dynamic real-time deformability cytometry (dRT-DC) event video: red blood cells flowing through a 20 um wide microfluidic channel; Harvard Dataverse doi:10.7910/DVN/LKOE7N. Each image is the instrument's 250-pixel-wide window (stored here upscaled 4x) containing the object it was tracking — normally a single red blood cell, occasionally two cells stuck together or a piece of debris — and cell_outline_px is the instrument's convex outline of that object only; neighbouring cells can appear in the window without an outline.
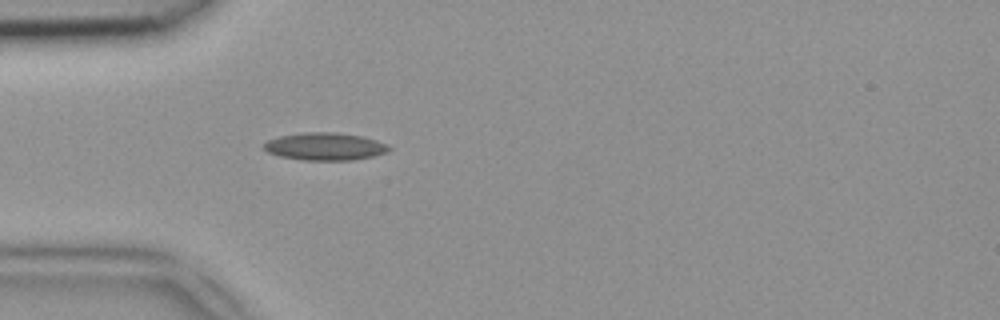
{"species": "common noctule bat (a hibernating species)", "species_latin": "Nyctalus noctula", "temperature_condition": "room temperature", "stored_images_in_passage": 35, "camera_frame_rate_fps": 3000, "um_per_image_px": 0.085, "animal": {"sex": "female", "body_mass_g": 18.4}, "frame": {"image": 1, "passage_image": 1, "time_ms": 0.0, "image_size_px": [1000, 320], "cell_outline_px": [[392, 148], [384, 152], [372, 156], [352, 160], [300, 160], [280, 156], [268, 152], [264, 148], [264, 144], [268, 140], [280, 136], [304, 132], [336, 132], [364, 136], [388, 144]], "centroid_in_image_um": [27.63, 12.44], "position_along_channel_um": 57.4, "area_um2": 20.06}}
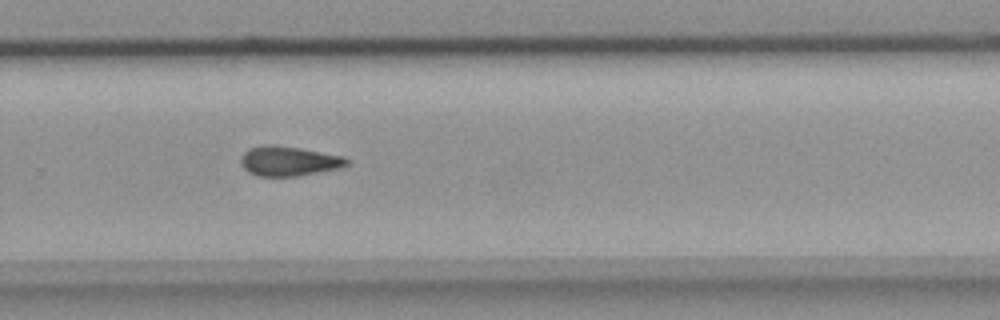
{"frame": {"image": 2, "passage_image": 19, "time_ms": 6.0, "image_size_px": [1000, 320], "cell_outline_px": [[348, 164], [340, 168], [296, 176], [256, 176], [248, 172], [244, 168], [240, 160], [240, 156], [244, 152], [252, 148], [268, 144], [300, 148], [344, 156], [348, 160]], "centroid_in_image_um": [24.54, 13.7], "position_along_channel_um": 305.3, "area_um2": 18.21}}
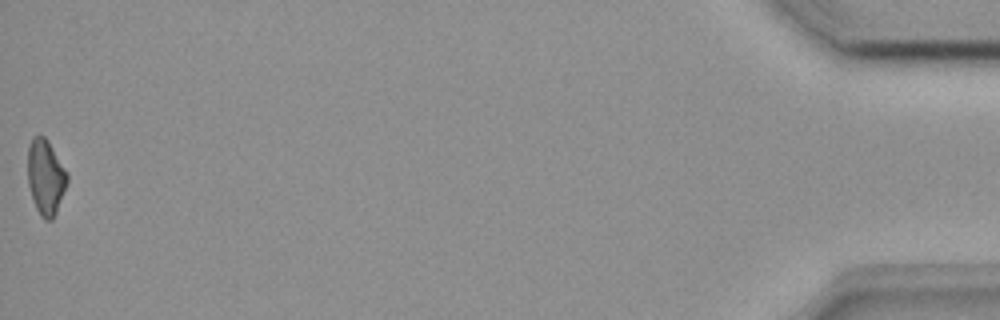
{"frame": {"image": 3, "passage_image": 35, "time_ms": 11.333, "image_size_px": [1000, 320], "cell_outline_px": [[68, 180], [56, 212], [52, 220], [44, 220], [40, 216], [32, 200], [28, 184], [28, 144], [32, 136], [44, 136], [48, 140], [68, 172]], "centroid_in_image_um": [3.87, 15.04], "position_along_channel_um": 431.3, "area_um2": 17.46}}